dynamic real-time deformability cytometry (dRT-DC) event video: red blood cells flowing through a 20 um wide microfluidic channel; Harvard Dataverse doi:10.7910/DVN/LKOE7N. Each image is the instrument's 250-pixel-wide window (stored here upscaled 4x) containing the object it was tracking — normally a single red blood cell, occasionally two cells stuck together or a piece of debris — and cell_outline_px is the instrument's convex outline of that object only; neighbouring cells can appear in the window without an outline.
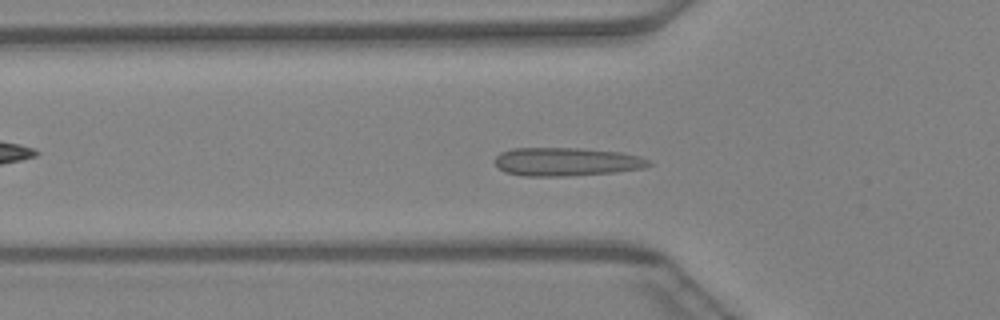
{"species": "Egyptian fruit bat (a non-hibernating species)", "species_latin": "Rousettus aegyptiacus", "temperature_condition": "warm", "stored_images_in_passage": 46, "camera_frame_rate_fps": 3000, "um_per_image_px": 0.085, "animal": {"sex": "female"}, "frame": {"image": 1, "passage_image": 15, "time_ms": 4.667, "image_size_px": [1000, 320], "cell_outline_px": [[652, 164], [644, 168], [616, 172], [568, 176], [524, 176], [504, 172], [492, 160], [500, 152], [512, 148], [580, 148], [620, 152], [640, 156], [648, 160]], "centroid_in_image_um": [48.12, 13.75], "position_along_channel_um": 77.7, "area_um2": 25.66}}
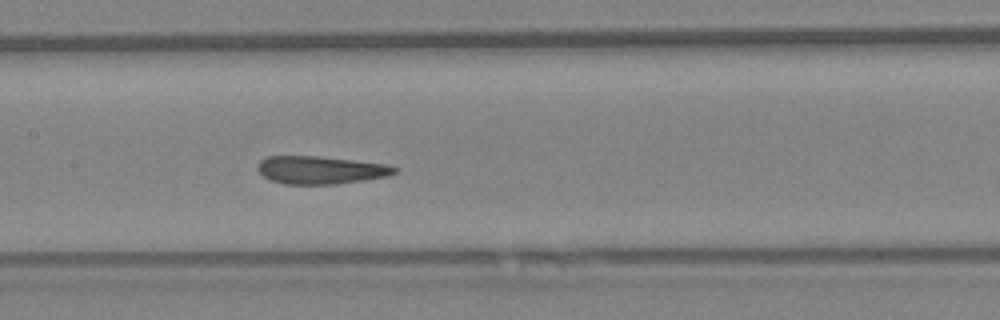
{"frame": {"image": 2, "passage_image": 22, "time_ms": 7.0, "image_size_px": [1000, 320], "cell_outline_px": [[400, 168], [396, 172], [388, 176], [364, 180], [336, 184], [284, 184], [272, 180], [264, 176], [256, 168], [260, 160], [268, 156], [320, 156], [384, 164]], "centroid_in_image_um": [27.25, 14.45], "position_along_channel_um": 180.2, "area_um2": 22.14}}
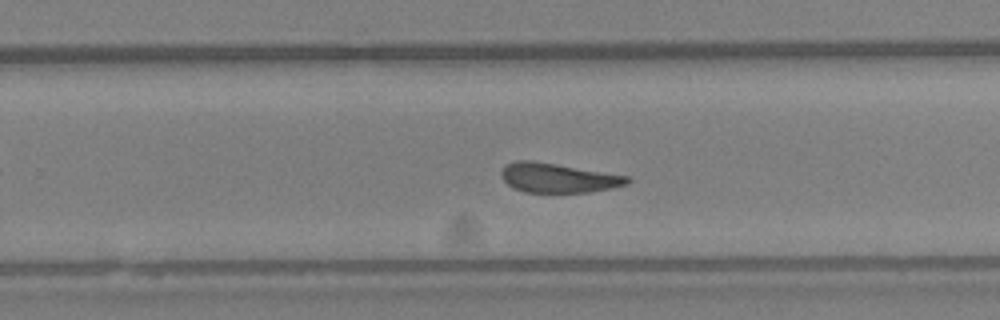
{"frame": {"image": 3, "passage_image": 29, "time_ms": 9.333, "image_size_px": [1000, 320], "cell_outline_px": [[632, 180], [628, 184], [612, 188], [588, 192], [524, 192], [512, 188], [500, 176], [500, 172], [504, 164], [516, 160], [532, 160], [628, 176]], "centroid_in_image_um": [47.39, 15.11], "position_along_channel_um": 282.4, "area_um2": 21.68}}